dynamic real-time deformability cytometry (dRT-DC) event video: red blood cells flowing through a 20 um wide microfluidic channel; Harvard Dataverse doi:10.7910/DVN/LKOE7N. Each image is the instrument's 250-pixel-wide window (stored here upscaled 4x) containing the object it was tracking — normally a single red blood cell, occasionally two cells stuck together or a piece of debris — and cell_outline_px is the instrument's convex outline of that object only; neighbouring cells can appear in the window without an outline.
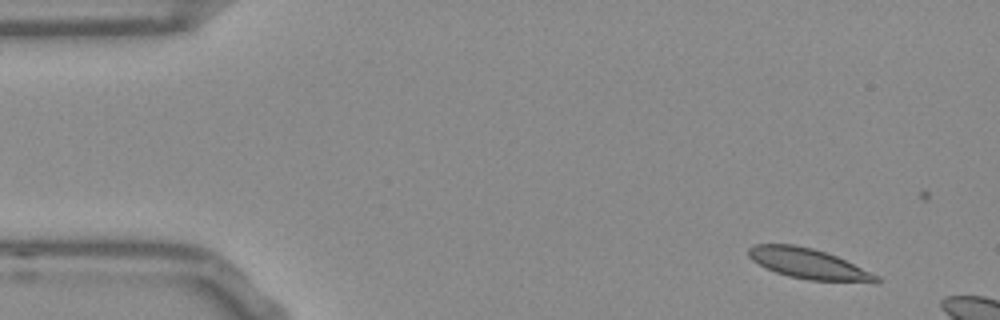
{"species": "Egyptian fruit bat (a non-hibernating species)", "species_latin": "Rousettus aegyptiacus", "temperature_condition": "room temperature", "stored_images_in_passage": 7, "camera_frame_rate_fps": 3000, "um_per_image_px": 0.085, "frame": {"image": 1, "passage_image": 1, "time_ms": 0.0, "image_size_px": [1000, 320], "cell_outline_px": [[880, 280], [876, 284], [808, 280], [788, 276], [764, 268], [752, 260], [748, 256], [748, 248], [756, 244], [792, 244], [812, 248], [836, 256], [880, 276]], "centroid_in_image_um": [68.76, 22.45], "position_along_channel_um": 16.2, "area_um2": 22.89}}